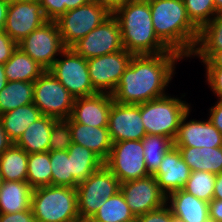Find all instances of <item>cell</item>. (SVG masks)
<instances>
[{"instance_id":"cell-1","label":"cell","mask_w":222,"mask_h":222,"mask_svg":"<svg viewBox=\"0 0 222 222\" xmlns=\"http://www.w3.org/2000/svg\"><path fill=\"white\" fill-rule=\"evenodd\" d=\"M182 59L174 51L134 55L111 94L113 100L121 104L138 105L167 95L165 90L175 75V64Z\"/></svg>"},{"instance_id":"cell-2","label":"cell","mask_w":222,"mask_h":222,"mask_svg":"<svg viewBox=\"0 0 222 222\" xmlns=\"http://www.w3.org/2000/svg\"><path fill=\"white\" fill-rule=\"evenodd\" d=\"M157 37L183 58H190L200 30L188 17L183 0H148Z\"/></svg>"},{"instance_id":"cell-3","label":"cell","mask_w":222,"mask_h":222,"mask_svg":"<svg viewBox=\"0 0 222 222\" xmlns=\"http://www.w3.org/2000/svg\"><path fill=\"white\" fill-rule=\"evenodd\" d=\"M112 14L118 20L126 51L133 55L171 51L155 33L148 0H128Z\"/></svg>"},{"instance_id":"cell-4","label":"cell","mask_w":222,"mask_h":222,"mask_svg":"<svg viewBox=\"0 0 222 222\" xmlns=\"http://www.w3.org/2000/svg\"><path fill=\"white\" fill-rule=\"evenodd\" d=\"M31 209L37 222H74L78 214L77 190L67 186L34 188Z\"/></svg>"},{"instance_id":"cell-5","label":"cell","mask_w":222,"mask_h":222,"mask_svg":"<svg viewBox=\"0 0 222 222\" xmlns=\"http://www.w3.org/2000/svg\"><path fill=\"white\" fill-rule=\"evenodd\" d=\"M190 109L185 101L168 95L140 104L146 134L166 136L174 141L181 119Z\"/></svg>"},{"instance_id":"cell-6","label":"cell","mask_w":222,"mask_h":222,"mask_svg":"<svg viewBox=\"0 0 222 222\" xmlns=\"http://www.w3.org/2000/svg\"><path fill=\"white\" fill-rule=\"evenodd\" d=\"M78 214L80 219L91 218L104 201L120 191L119 179L103 165L77 187Z\"/></svg>"},{"instance_id":"cell-7","label":"cell","mask_w":222,"mask_h":222,"mask_svg":"<svg viewBox=\"0 0 222 222\" xmlns=\"http://www.w3.org/2000/svg\"><path fill=\"white\" fill-rule=\"evenodd\" d=\"M48 71L76 99L98 93L92 86L87 59L80 56L72 47H66Z\"/></svg>"},{"instance_id":"cell-8","label":"cell","mask_w":222,"mask_h":222,"mask_svg":"<svg viewBox=\"0 0 222 222\" xmlns=\"http://www.w3.org/2000/svg\"><path fill=\"white\" fill-rule=\"evenodd\" d=\"M111 14L106 7L99 5L97 2H90L68 10L55 21L58 25L62 43L65 47H72Z\"/></svg>"},{"instance_id":"cell-9","label":"cell","mask_w":222,"mask_h":222,"mask_svg":"<svg viewBox=\"0 0 222 222\" xmlns=\"http://www.w3.org/2000/svg\"><path fill=\"white\" fill-rule=\"evenodd\" d=\"M75 98L46 70L34 81L33 103L45 116L68 119Z\"/></svg>"},{"instance_id":"cell-10","label":"cell","mask_w":222,"mask_h":222,"mask_svg":"<svg viewBox=\"0 0 222 222\" xmlns=\"http://www.w3.org/2000/svg\"><path fill=\"white\" fill-rule=\"evenodd\" d=\"M104 165L119 179L120 183L150 175L145 165L141 140L113 143Z\"/></svg>"},{"instance_id":"cell-11","label":"cell","mask_w":222,"mask_h":222,"mask_svg":"<svg viewBox=\"0 0 222 222\" xmlns=\"http://www.w3.org/2000/svg\"><path fill=\"white\" fill-rule=\"evenodd\" d=\"M18 47L45 70L54 64L56 57L66 48L57 23L50 20L20 41Z\"/></svg>"},{"instance_id":"cell-12","label":"cell","mask_w":222,"mask_h":222,"mask_svg":"<svg viewBox=\"0 0 222 222\" xmlns=\"http://www.w3.org/2000/svg\"><path fill=\"white\" fill-rule=\"evenodd\" d=\"M134 55L125 49L87 59L90 81L98 93L112 94Z\"/></svg>"},{"instance_id":"cell-13","label":"cell","mask_w":222,"mask_h":222,"mask_svg":"<svg viewBox=\"0 0 222 222\" xmlns=\"http://www.w3.org/2000/svg\"><path fill=\"white\" fill-rule=\"evenodd\" d=\"M72 48L86 59L124 49L118 20L111 14L99 26L76 42Z\"/></svg>"},{"instance_id":"cell-14","label":"cell","mask_w":222,"mask_h":222,"mask_svg":"<svg viewBox=\"0 0 222 222\" xmlns=\"http://www.w3.org/2000/svg\"><path fill=\"white\" fill-rule=\"evenodd\" d=\"M48 20L38 0L11 1L3 30L18 44Z\"/></svg>"},{"instance_id":"cell-15","label":"cell","mask_w":222,"mask_h":222,"mask_svg":"<svg viewBox=\"0 0 222 222\" xmlns=\"http://www.w3.org/2000/svg\"><path fill=\"white\" fill-rule=\"evenodd\" d=\"M120 191L135 217L158 209L167 202V196L153 175L120 183Z\"/></svg>"},{"instance_id":"cell-16","label":"cell","mask_w":222,"mask_h":222,"mask_svg":"<svg viewBox=\"0 0 222 222\" xmlns=\"http://www.w3.org/2000/svg\"><path fill=\"white\" fill-rule=\"evenodd\" d=\"M108 131L113 143L141 140L145 135L140 104H121L113 101L108 120Z\"/></svg>"},{"instance_id":"cell-17","label":"cell","mask_w":222,"mask_h":222,"mask_svg":"<svg viewBox=\"0 0 222 222\" xmlns=\"http://www.w3.org/2000/svg\"><path fill=\"white\" fill-rule=\"evenodd\" d=\"M189 110L181 119L177 135L174 139V146L190 147H222V133L211 123L206 121H197L195 119L187 121ZM187 121V122H186Z\"/></svg>"},{"instance_id":"cell-18","label":"cell","mask_w":222,"mask_h":222,"mask_svg":"<svg viewBox=\"0 0 222 222\" xmlns=\"http://www.w3.org/2000/svg\"><path fill=\"white\" fill-rule=\"evenodd\" d=\"M113 101V96L109 93H96L76 98L70 117L82 125L108 127L109 112Z\"/></svg>"},{"instance_id":"cell-19","label":"cell","mask_w":222,"mask_h":222,"mask_svg":"<svg viewBox=\"0 0 222 222\" xmlns=\"http://www.w3.org/2000/svg\"><path fill=\"white\" fill-rule=\"evenodd\" d=\"M191 170L182 159L181 153L175 146L163 157L158 170L153 174L160 189L168 196L185 187Z\"/></svg>"},{"instance_id":"cell-20","label":"cell","mask_w":222,"mask_h":222,"mask_svg":"<svg viewBox=\"0 0 222 222\" xmlns=\"http://www.w3.org/2000/svg\"><path fill=\"white\" fill-rule=\"evenodd\" d=\"M70 124L72 142L84 146L105 161L111 151L113 142L108 127H93L66 119Z\"/></svg>"},{"instance_id":"cell-21","label":"cell","mask_w":222,"mask_h":222,"mask_svg":"<svg viewBox=\"0 0 222 222\" xmlns=\"http://www.w3.org/2000/svg\"><path fill=\"white\" fill-rule=\"evenodd\" d=\"M166 201L173 216L184 222H204L209 217V203L183 189L169 194Z\"/></svg>"},{"instance_id":"cell-22","label":"cell","mask_w":222,"mask_h":222,"mask_svg":"<svg viewBox=\"0 0 222 222\" xmlns=\"http://www.w3.org/2000/svg\"><path fill=\"white\" fill-rule=\"evenodd\" d=\"M182 159L192 171H206L213 174L222 172V147L175 146Z\"/></svg>"},{"instance_id":"cell-23","label":"cell","mask_w":222,"mask_h":222,"mask_svg":"<svg viewBox=\"0 0 222 222\" xmlns=\"http://www.w3.org/2000/svg\"><path fill=\"white\" fill-rule=\"evenodd\" d=\"M57 120L50 116H41L23 132L15 144L24 149L28 154L49 151L53 124Z\"/></svg>"},{"instance_id":"cell-24","label":"cell","mask_w":222,"mask_h":222,"mask_svg":"<svg viewBox=\"0 0 222 222\" xmlns=\"http://www.w3.org/2000/svg\"><path fill=\"white\" fill-rule=\"evenodd\" d=\"M32 190L27 181H4L0 187V213L31 209Z\"/></svg>"},{"instance_id":"cell-25","label":"cell","mask_w":222,"mask_h":222,"mask_svg":"<svg viewBox=\"0 0 222 222\" xmlns=\"http://www.w3.org/2000/svg\"><path fill=\"white\" fill-rule=\"evenodd\" d=\"M41 116H43V114L40 110L34 103H31L1 114L0 122L9 139L13 143H16L23 132Z\"/></svg>"},{"instance_id":"cell-26","label":"cell","mask_w":222,"mask_h":222,"mask_svg":"<svg viewBox=\"0 0 222 222\" xmlns=\"http://www.w3.org/2000/svg\"><path fill=\"white\" fill-rule=\"evenodd\" d=\"M45 71L41 65L19 47L16 48L11 58L4 64L7 81L34 82Z\"/></svg>"},{"instance_id":"cell-27","label":"cell","mask_w":222,"mask_h":222,"mask_svg":"<svg viewBox=\"0 0 222 222\" xmlns=\"http://www.w3.org/2000/svg\"><path fill=\"white\" fill-rule=\"evenodd\" d=\"M67 152L71 155L72 177L78 183L104 165V161L96 153L79 144L72 142Z\"/></svg>"},{"instance_id":"cell-28","label":"cell","mask_w":222,"mask_h":222,"mask_svg":"<svg viewBox=\"0 0 222 222\" xmlns=\"http://www.w3.org/2000/svg\"><path fill=\"white\" fill-rule=\"evenodd\" d=\"M28 153L13 143L0 155V170L4 181L27 180Z\"/></svg>"},{"instance_id":"cell-29","label":"cell","mask_w":222,"mask_h":222,"mask_svg":"<svg viewBox=\"0 0 222 222\" xmlns=\"http://www.w3.org/2000/svg\"><path fill=\"white\" fill-rule=\"evenodd\" d=\"M34 82L8 81L0 91V115L33 103Z\"/></svg>"},{"instance_id":"cell-30","label":"cell","mask_w":222,"mask_h":222,"mask_svg":"<svg viewBox=\"0 0 222 222\" xmlns=\"http://www.w3.org/2000/svg\"><path fill=\"white\" fill-rule=\"evenodd\" d=\"M141 141L146 168L148 173L153 175L158 170L166 152L174 147V141L166 136L154 134H146Z\"/></svg>"},{"instance_id":"cell-31","label":"cell","mask_w":222,"mask_h":222,"mask_svg":"<svg viewBox=\"0 0 222 222\" xmlns=\"http://www.w3.org/2000/svg\"><path fill=\"white\" fill-rule=\"evenodd\" d=\"M96 222H126L135 218L121 191L104 201L91 217Z\"/></svg>"},{"instance_id":"cell-32","label":"cell","mask_w":222,"mask_h":222,"mask_svg":"<svg viewBox=\"0 0 222 222\" xmlns=\"http://www.w3.org/2000/svg\"><path fill=\"white\" fill-rule=\"evenodd\" d=\"M50 152L28 154L27 182L34 189L52 185Z\"/></svg>"},{"instance_id":"cell-33","label":"cell","mask_w":222,"mask_h":222,"mask_svg":"<svg viewBox=\"0 0 222 222\" xmlns=\"http://www.w3.org/2000/svg\"><path fill=\"white\" fill-rule=\"evenodd\" d=\"M52 171V186H67L76 188L79 184L71 173V155L67 150L49 151Z\"/></svg>"},{"instance_id":"cell-34","label":"cell","mask_w":222,"mask_h":222,"mask_svg":"<svg viewBox=\"0 0 222 222\" xmlns=\"http://www.w3.org/2000/svg\"><path fill=\"white\" fill-rule=\"evenodd\" d=\"M215 181L216 174L206 171H192L183 190L209 203L213 199Z\"/></svg>"},{"instance_id":"cell-35","label":"cell","mask_w":222,"mask_h":222,"mask_svg":"<svg viewBox=\"0 0 222 222\" xmlns=\"http://www.w3.org/2000/svg\"><path fill=\"white\" fill-rule=\"evenodd\" d=\"M195 50H222V13L200 30Z\"/></svg>"},{"instance_id":"cell-36","label":"cell","mask_w":222,"mask_h":222,"mask_svg":"<svg viewBox=\"0 0 222 222\" xmlns=\"http://www.w3.org/2000/svg\"><path fill=\"white\" fill-rule=\"evenodd\" d=\"M191 22L201 30L218 12L214 0H183Z\"/></svg>"},{"instance_id":"cell-37","label":"cell","mask_w":222,"mask_h":222,"mask_svg":"<svg viewBox=\"0 0 222 222\" xmlns=\"http://www.w3.org/2000/svg\"><path fill=\"white\" fill-rule=\"evenodd\" d=\"M72 144L70 124L66 119H58L50 136L49 151L68 150Z\"/></svg>"},{"instance_id":"cell-38","label":"cell","mask_w":222,"mask_h":222,"mask_svg":"<svg viewBox=\"0 0 222 222\" xmlns=\"http://www.w3.org/2000/svg\"><path fill=\"white\" fill-rule=\"evenodd\" d=\"M47 20L56 21L65 14V0H38Z\"/></svg>"},{"instance_id":"cell-39","label":"cell","mask_w":222,"mask_h":222,"mask_svg":"<svg viewBox=\"0 0 222 222\" xmlns=\"http://www.w3.org/2000/svg\"><path fill=\"white\" fill-rule=\"evenodd\" d=\"M173 218L167 203L158 209L137 216L138 222H172Z\"/></svg>"},{"instance_id":"cell-40","label":"cell","mask_w":222,"mask_h":222,"mask_svg":"<svg viewBox=\"0 0 222 222\" xmlns=\"http://www.w3.org/2000/svg\"><path fill=\"white\" fill-rule=\"evenodd\" d=\"M207 82L213 93L222 100V67L205 66Z\"/></svg>"},{"instance_id":"cell-41","label":"cell","mask_w":222,"mask_h":222,"mask_svg":"<svg viewBox=\"0 0 222 222\" xmlns=\"http://www.w3.org/2000/svg\"><path fill=\"white\" fill-rule=\"evenodd\" d=\"M17 47L18 44L4 30H0V64H5Z\"/></svg>"},{"instance_id":"cell-42","label":"cell","mask_w":222,"mask_h":222,"mask_svg":"<svg viewBox=\"0 0 222 222\" xmlns=\"http://www.w3.org/2000/svg\"><path fill=\"white\" fill-rule=\"evenodd\" d=\"M192 56L200 58L205 66L222 67V50H194Z\"/></svg>"},{"instance_id":"cell-43","label":"cell","mask_w":222,"mask_h":222,"mask_svg":"<svg viewBox=\"0 0 222 222\" xmlns=\"http://www.w3.org/2000/svg\"><path fill=\"white\" fill-rule=\"evenodd\" d=\"M0 222H37L32 209L16 213H0Z\"/></svg>"},{"instance_id":"cell-44","label":"cell","mask_w":222,"mask_h":222,"mask_svg":"<svg viewBox=\"0 0 222 222\" xmlns=\"http://www.w3.org/2000/svg\"><path fill=\"white\" fill-rule=\"evenodd\" d=\"M208 119L222 133V100H219L210 109Z\"/></svg>"},{"instance_id":"cell-45","label":"cell","mask_w":222,"mask_h":222,"mask_svg":"<svg viewBox=\"0 0 222 222\" xmlns=\"http://www.w3.org/2000/svg\"><path fill=\"white\" fill-rule=\"evenodd\" d=\"M209 217L216 222H222V200L212 199L209 202Z\"/></svg>"},{"instance_id":"cell-46","label":"cell","mask_w":222,"mask_h":222,"mask_svg":"<svg viewBox=\"0 0 222 222\" xmlns=\"http://www.w3.org/2000/svg\"><path fill=\"white\" fill-rule=\"evenodd\" d=\"M128 0H94L99 5L106 7L111 13L123 5Z\"/></svg>"},{"instance_id":"cell-47","label":"cell","mask_w":222,"mask_h":222,"mask_svg":"<svg viewBox=\"0 0 222 222\" xmlns=\"http://www.w3.org/2000/svg\"><path fill=\"white\" fill-rule=\"evenodd\" d=\"M12 144H13V142L7 136L5 130L2 126V123L0 122V155L5 150H7Z\"/></svg>"},{"instance_id":"cell-48","label":"cell","mask_w":222,"mask_h":222,"mask_svg":"<svg viewBox=\"0 0 222 222\" xmlns=\"http://www.w3.org/2000/svg\"><path fill=\"white\" fill-rule=\"evenodd\" d=\"M9 3L6 0H0V30H3L5 25Z\"/></svg>"},{"instance_id":"cell-49","label":"cell","mask_w":222,"mask_h":222,"mask_svg":"<svg viewBox=\"0 0 222 222\" xmlns=\"http://www.w3.org/2000/svg\"><path fill=\"white\" fill-rule=\"evenodd\" d=\"M213 199L222 200V172L216 175Z\"/></svg>"},{"instance_id":"cell-50","label":"cell","mask_w":222,"mask_h":222,"mask_svg":"<svg viewBox=\"0 0 222 222\" xmlns=\"http://www.w3.org/2000/svg\"><path fill=\"white\" fill-rule=\"evenodd\" d=\"M90 2H94V0H65V13L70 9H75Z\"/></svg>"},{"instance_id":"cell-51","label":"cell","mask_w":222,"mask_h":222,"mask_svg":"<svg viewBox=\"0 0 222 222\" xmlns=\"http://www.w3.org/2000/svg\"><path fill=\"white\" fill-rule=\"evenodd\" d=\"M7 78L4 72V64H0V91L6 86Z\"/></svg>"},{"instance_id":"cell-52","label":"cell","mask_w":222,"mask_h":222,"mask_svg":"<svg viewBox=\"0 0 222 222\" xmlns=\"http://www.w3.org/2000/svg\"><path fill=\"white\" fill-rule=\"evenodd\" d=\"M215 9L218 13H222V0H214Z\"/></svg>"},{"instance_id":"cell-53","label":"cell","mask_w":222,"mask_h":222,"mask_svg":"<svg viewBox=\"0 0 222 222\" xmlns=\"http://www.w3.org/2000/svg\"><path fill=\"white\" fill-rule=\"evenodd\" d=\"M80 222H96V221L93 220L92 218H82L80 219Z\"/></svg>"},{"instance_id":"cell-54","label":"cell","mask_w":222,"mask_h":222,"mask_svg":"<svg viewBox=\"0 0 222 222\" xmlns=\"http://www.w3.org/2000/svg\"><path fill=\"white\" fill-rule=\"evenodd\" d=\"M3 182H4V179H3L2 172L0 170V187L2 186Z\"/></svg>"},{"instance_id":"cell-55","label":"cell","mask_w":222,"mask_h":222,"mask_svg":"<svg viewBox=\"0 0 222 222\" xmlns=\"http://www.w3.org/2000/svg\"><path fill=\"white\" fill-rule=\"evenodd\" d=\"M204 222H216V221L213 220L212 218L208 217L207 220H205Z\"/></svg>"},{"instance_id":"cell-56","label":"cell","mask_w":222,"mask_h":222,"mask_svg":"<svg viewBox=\"0 0 222 222\" xmlns=\"http://www.w3.org/2000/svg\"><path fill=\"white\" fill-rule=\"evenodd\" d=\"M172 222H184V221H182V220H180V219L174 217Z\"/></svg>"},{"instance_id":"cell-57","label":"cell","mask_w":222,"mask_h":222,"mask_svg":"<svg viewBox=\"0 0 222 222\" xmlns=\"http://www.w3.org/2000/svg\"><path fill=\"white\" fill-rule=\"evenodd\" d=\"M126 222H138V219H137V217H135L134 219L126 221Z\"/></svg>"}]
</instances>
